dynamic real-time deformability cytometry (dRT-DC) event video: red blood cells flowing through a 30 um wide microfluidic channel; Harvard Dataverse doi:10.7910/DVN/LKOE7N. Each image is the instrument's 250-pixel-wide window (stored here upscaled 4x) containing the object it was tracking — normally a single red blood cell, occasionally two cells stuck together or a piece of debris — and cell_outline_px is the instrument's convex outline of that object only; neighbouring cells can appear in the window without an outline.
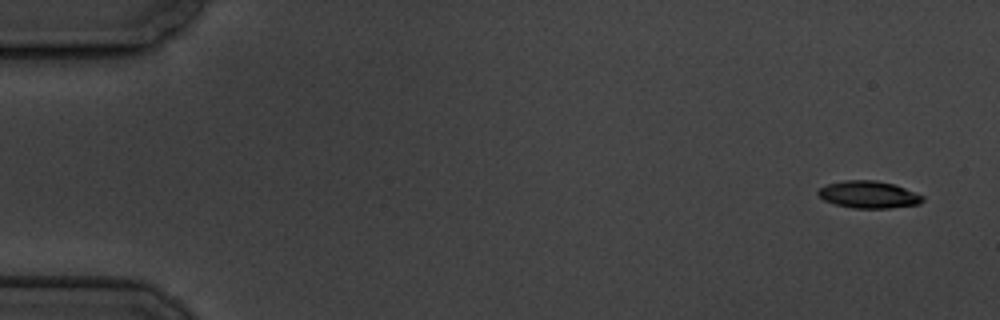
{"species": "common noctule bat (a hibernating species)", "species_latin": "Nyctalus noctula", "temperature_condition": "cold", "stored_images_in_passage": 5, "camera_frame_rate_fps": 3000, "um_per_image_px": 0.085, "animal": {"sex": "male", "body_mass_g": 19.5, "forearm_length_mm": 54.6}, "frame": {"image": 1, "passage_image": 1, "time_ms": 0.0, "image_size_px": [1000, 320], "cell_outline_px": [[924, 200], [920, 204], [888, 208], [852, 208], [836, 204], [824, 200], [816, 192], [820, 188], [828, 184], [844, 180], [876, 180], [892, 184], [916, 192], [924, 196]], "centroid_in_image_um": [73.85, 16.54], "position_along_channel_um": 11.1, "area_um2": 16.47}}
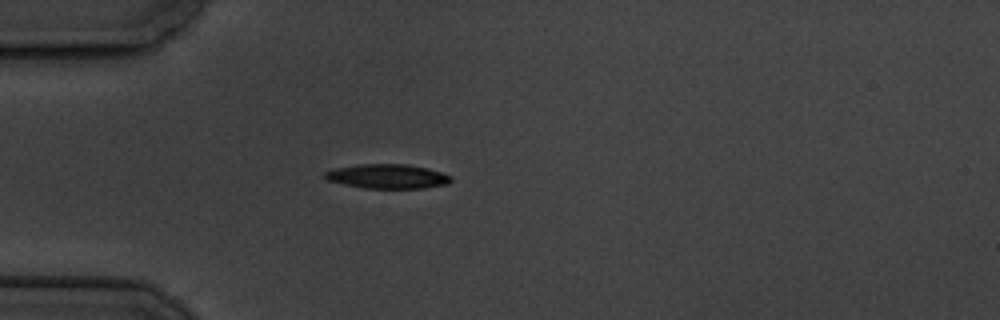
{"frame": {"image": 2, "passage_image": 5, "time_ms": 4.667, "image_size_px": [1000, 320], "cell_outline_px": [[452, 180], [448, 184], [424, 188], [364, 188], [344, 184], [328, 180], [324, 176], [324, 172], [332, 168], [356, 164], [408, 164], [428, 168], [452, 176]], "centroid_in_image_um": [32.93, 14.98], "position_along_channel_um": 52.1, "area_um2": 18.03}}